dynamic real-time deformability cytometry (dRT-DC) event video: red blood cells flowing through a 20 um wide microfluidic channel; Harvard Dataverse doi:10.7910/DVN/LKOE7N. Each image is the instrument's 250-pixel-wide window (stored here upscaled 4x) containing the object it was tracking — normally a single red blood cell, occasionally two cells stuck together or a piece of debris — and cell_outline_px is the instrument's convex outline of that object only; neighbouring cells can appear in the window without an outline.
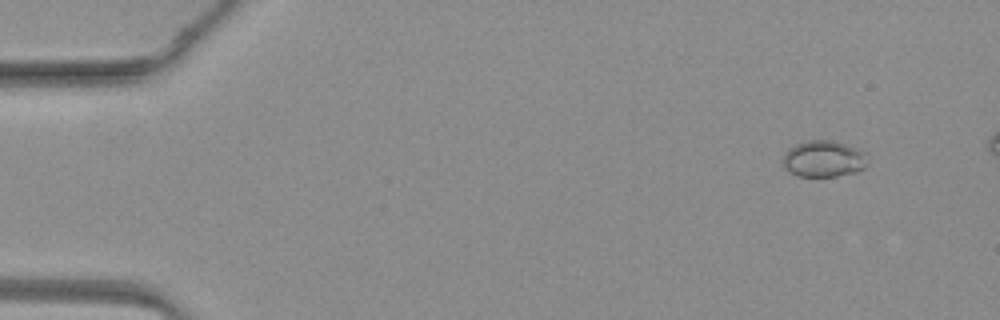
{"species": "common noctule bat (a hibernating species)", "species_latin": "Nyctalus noctula", "temperature_condition": "warm", "stored_images_in_passage": 45, "segment_of_instrument_passage": [1, 2], "camera_frame_rate_fps": 3000, "um_per_image_px": 0.085, "animal": {"sex": "female", "body_mass_g": 19.3, "forearm_length_mm": 54.1}, "frame": {"image": 1, "passage_image": 5, "time_ms": 1.333, "image_size_px": [1000, 320], "cell_outline_px": [[868, 164], [864, 168], [856, 172], [836, 176], [796, 176], [788, 172], [784, 164], [784, 152], [788, 148], [796, 144], [812, 140], [832, 140], [868, 152]], "centroid_in_image_um": [70.05, 13.5], "position_along_channel_um": 15.0, "area_um2": 18.15}}
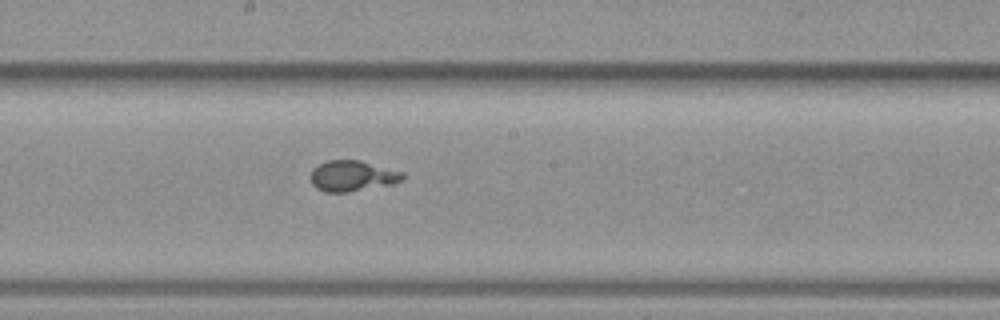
{"frame": {"image": 2, "passage_image": 27, "time_ms": 8.667, "image_size_px": [1000, 320], "cell_outline_px": [[404, 180], [392, 184], [348, 192], [328, 192], [316, 188], [312, 184], [312, 168], [328, 160], [360, 160], [404, 172]], "centroid_in_image_um": [29.98, 14.95], "position_along_channel_um": 218.2, "area_um2": 16.42}}
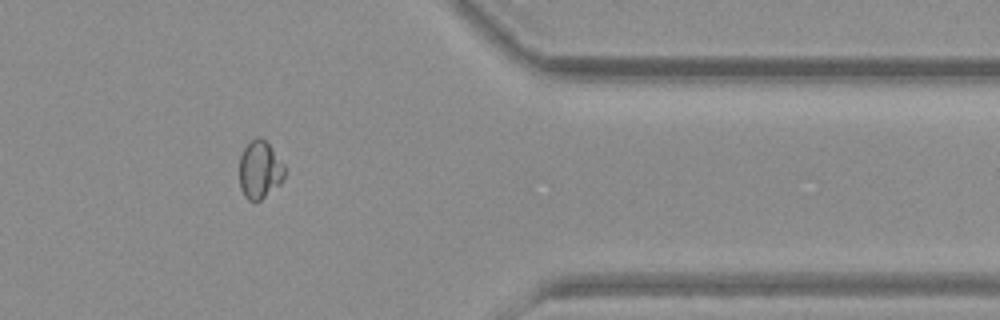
{"frame": {"image": 3, "passage_image": 40, "time_ms": 13.0, "image_size_px": [1000, 320], "cell_outline_px": [[284, 176], [280, 184], [260, 200], [248, 200], [244, 196], [240, 188], [240, 156], [244, 148], [256, 136], [260, 136], [268, 144], [284, 164]], "centroid_in_image_um": [22.07, 14.43], "position_along_channel_um": 389.3, "area_um2": 15.03}}